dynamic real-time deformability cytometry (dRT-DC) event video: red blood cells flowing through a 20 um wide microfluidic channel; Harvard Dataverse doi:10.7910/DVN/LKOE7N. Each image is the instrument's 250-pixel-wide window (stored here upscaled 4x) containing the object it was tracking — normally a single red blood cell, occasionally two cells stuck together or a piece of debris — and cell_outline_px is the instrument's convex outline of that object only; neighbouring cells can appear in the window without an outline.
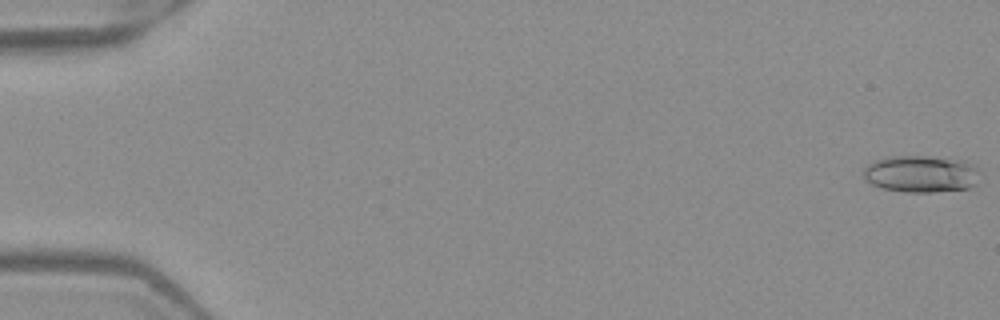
{"species": "Egyptian fruit bat (a non-hibernating species)", "species_latin": "Rousettus aegyptiacus", "temperature_condition": "warm", "stored_images_in_passage": 52, "camera_frame_rate_fps": 3000, "um_per_image_px": 0.085, "frame": {"image": 1, "passage_image": 1, "time_ms": 0.0, "image_size_px": [1000, 320], "cell_outline_px": [[980, 172], [976, 184], [968, 188], [932, 192], [904, 192], [880, 188], [864, 180], [864, 168], [868, 164], [876, 160], [888, 156], [928, 156], [964, 160], [976, 164], [980, 168]], "centroid_in_image_um": [78.32, 14.77], "position_along_channel_um": 6.7, "area_um2": 25.49}}
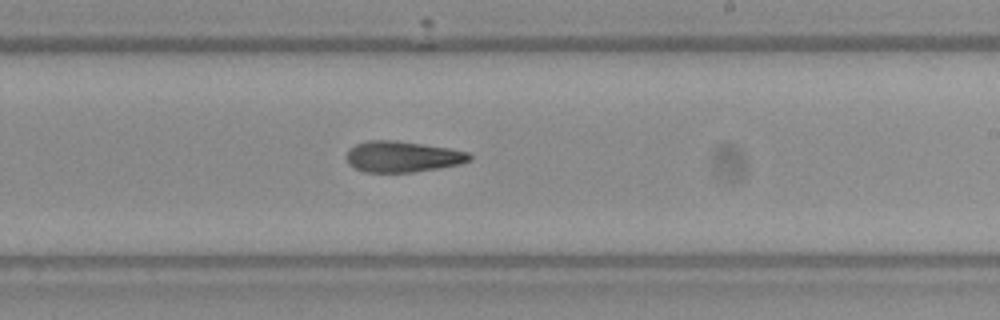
{"frame": {"image": 2, "passage_image": 32, "time_ms": 10.333, "image_size_px": [1000, 320], "cell_outline_px": [[472, 156], [468, 160], [460, 164], [440, 168], [412, 172], [364, 172], [348, 164], [348, 148], [356, 144], [368, 140], [396, 140], [448, 148], [468, 152]], "centroid_in_image_um": [34.19, 13.31], "position_along_channel_um": 254.8, "area_um2": 22.08}}
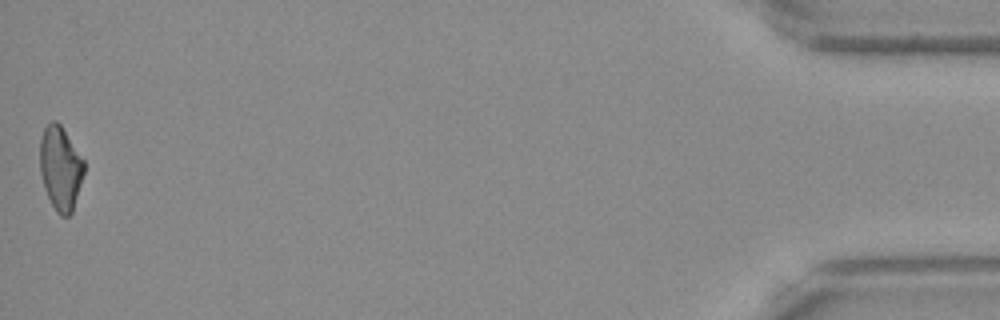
{"frame": {"image": 3, "passage_image": 52, "time_ms": 17.0, "image_size_px": [1000, 320], "cell_outline_px": [[84, 172], [72, 212], [68, 216], [60, 216], [56, 212], [44, 188], [40, 172], [40, 140], [44, 128], [52, 120], [56, 120], [60, 124], [84, 160]], "centroid_in_image_um": [5.13, 14.29], "position_along_channel_um": 430.1, "area_um2": 21.39}}